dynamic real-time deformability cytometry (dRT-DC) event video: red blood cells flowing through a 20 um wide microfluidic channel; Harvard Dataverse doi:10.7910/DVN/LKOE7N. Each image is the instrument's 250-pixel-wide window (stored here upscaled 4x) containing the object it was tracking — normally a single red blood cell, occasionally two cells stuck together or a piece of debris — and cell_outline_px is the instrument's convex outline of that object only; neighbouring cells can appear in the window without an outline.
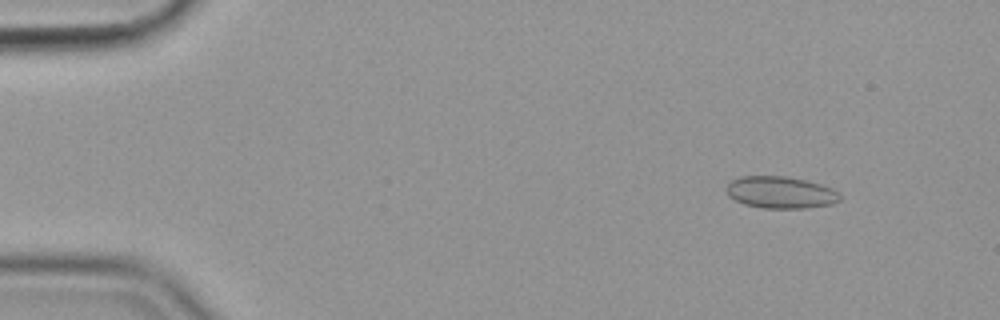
{"species": "common noctule bat (a hibernating species)", "species_latin": "Nyctalus noctula", "temperature_condition": "cold", "stored_images_in_passage": 52, "camera_frame_rate_fps": 3000, "um_per_image_px": 0.085, "animal": {"sex": "female", "body_mass_g": 19.9}, "frame": {"image": 1, "passage_image": 2, "time_ms": 0.333, "image_size_px": [1000, 320], "cell_outline_px": [[840, 200], [832, 204], [804, 208], [764, 208], [744, 204], [728, 196], [724, 188], [732, 180], [740, 176], [788, 176], [820, 184], [832, 188], [840, 196]], "centroid_in_image_um": [66.31, 16.35], "position_along_channel_um": 18.7, "area_um2": 21.1}}
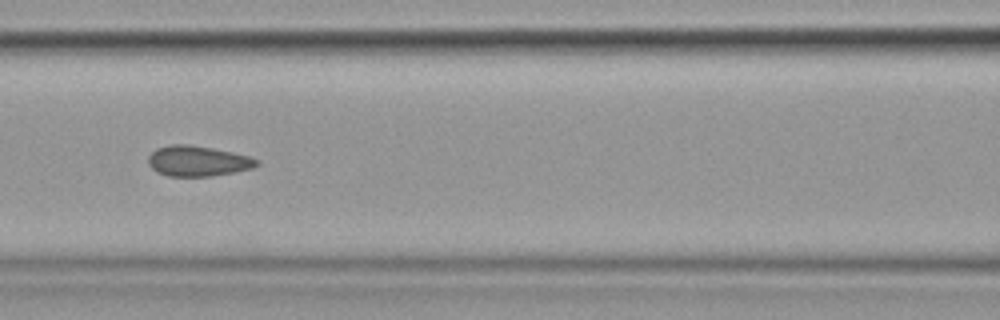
{"frame": {"image": 2, "passage_image": 21, "time_ms": 6.667, "image_size_px": [1000, 320], "cell_outline_px": [[260, 164], [252, 168], [236, 172], [212, 176], [168, 176], [156, 172], [148, 164], [148, 156], [156, 148], [172, 144], [188, 144], [212, 148], [232, 152], [248, 156], [260, 160]], "centroid_in_image_um": [16.81, 13.69], "position_along_channel_um": 149.8, "area_um2": 19.36}}
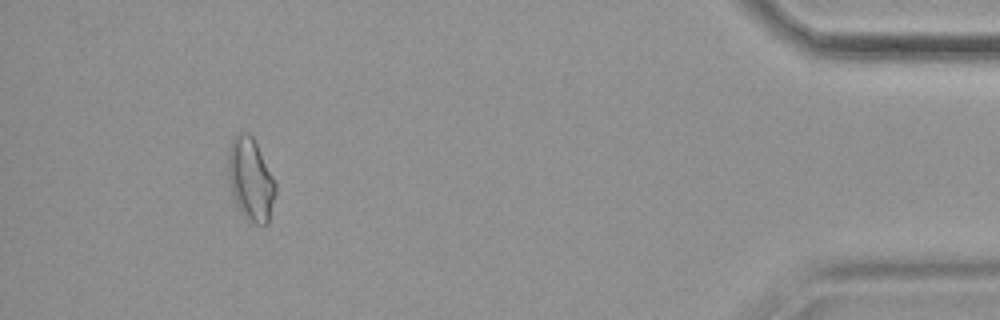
{"frame": {"image": 3, "passage_image": 48, "time_ms": 15.667, "image_size_px": [1000, 320], "cell_outline_px": [[276, 192], [268, 224], [256, 224], [244, 216], [232, 192], [228, 176], [228, 148], [236, 132], [248, 132], [252, 136], [276, 180]], "centroid_in_image_um": [21.32, 15.2], "position_along_channel_um": 413.9, "area_um2": 22.72}, "authors_computed_cell_mechanics": {"area_um2": 19.5942, "velocity_mm_per_s": 3.5886, "shape_relaxation_time_tau1_ms": null, "shape_relaxation_time_tau2_ms": 2.1175, "deformation_change_tau1": null, "deformation_change_tau2": 0.0724}}